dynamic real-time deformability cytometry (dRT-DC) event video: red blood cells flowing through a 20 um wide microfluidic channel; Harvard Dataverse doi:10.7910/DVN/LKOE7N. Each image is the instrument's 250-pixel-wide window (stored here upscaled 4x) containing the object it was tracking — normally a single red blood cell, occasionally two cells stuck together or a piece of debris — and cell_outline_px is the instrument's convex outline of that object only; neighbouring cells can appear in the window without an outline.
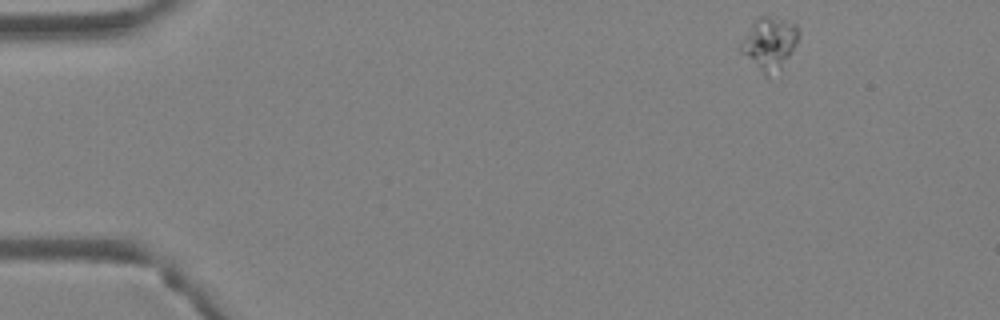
{"species": "Egyptian fruit bat (a non-hibernating species)", "species_latin": "Rousettus aegyptiacus", "temperature_condition": "warm", "stored_images_in_passage": 4, "camera_frame_rate_fps": 3000, "um_per_image_px": 0.085, "animal": {"sex": "female"}, "frame": {"image": 1, "passage_image": 1, "time_ms": 0.0, "image_size_px": [1000, 320], "cell_outline_px": [[800, 36], [792, 52], [780, 68], [768, 76], [764, 76], [736, 48], [752, 24], [760, 16], [768, 16], [796, 24], [800, 32]], "centroid_in_image_um": [65.37, 3.7], "position_along_channel_um": 19.6, "area_um2": 17.63}}